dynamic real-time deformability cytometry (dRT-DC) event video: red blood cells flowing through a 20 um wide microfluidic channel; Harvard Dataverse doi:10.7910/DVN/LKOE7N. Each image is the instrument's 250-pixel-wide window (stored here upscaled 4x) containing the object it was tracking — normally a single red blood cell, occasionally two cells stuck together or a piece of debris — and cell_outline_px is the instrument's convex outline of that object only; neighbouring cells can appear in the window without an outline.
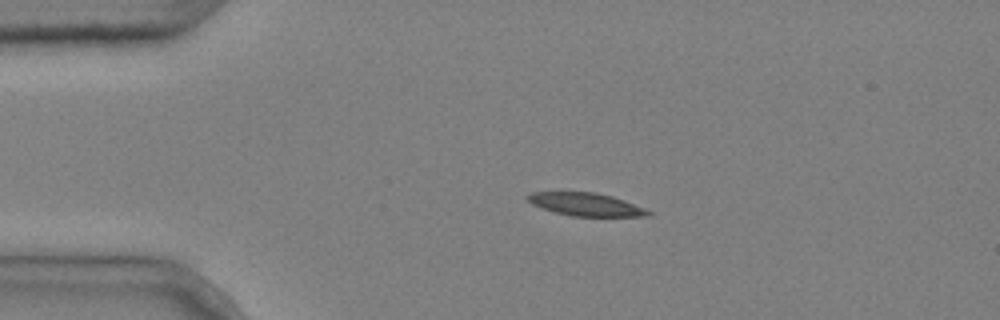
{"species": "common noctule bat (a hibernating species)", "species_latin": "Nyctalus noctula", "temperature_condition": "cold", "stored_images_in_passage": 4, "camera_frame_rate_fps": 3000, "um_per_image_px": 0.085, "animal": {"sex": "male", "body_mass_g": 20.4}, "frame": {"image": 1, "passage_image": 2, "time_ms": 0.333, "image_size_px": [1000, 320], "cell_outline_px": [[652, 216], [572, 216], [556, 212], [532, 204], [524, 196], [532, 192], [596, 192], [612, 196], [624, 200], [644, 208], [652, 212]], "centroid_in_image_um": [49.81, 17.37], "position_along_channel_um": 35.2, "area_um2": 16.01}}
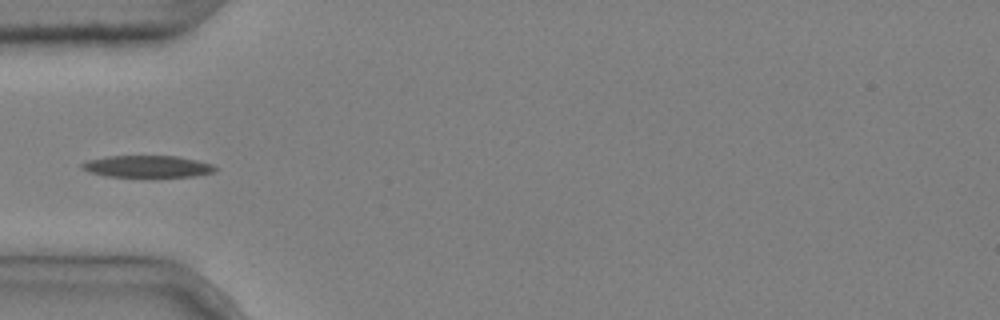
{"frame": {"image": 2, "passage_image": 4, "time_ms": 1.0, "image_size_px": [1000, 320], "cell_outline_px": [[216, 172], [192, 176], [108, 176], [88, 172], [80, 168], [80, 164], [88, 160], [108, 156], [176, 156], [196, 160], [212, 164], [216, 168]], "centroid_in_image_um": [12.5, 14.14], "position_along_channel_um": 72.5, "area_um2": 16.76}}